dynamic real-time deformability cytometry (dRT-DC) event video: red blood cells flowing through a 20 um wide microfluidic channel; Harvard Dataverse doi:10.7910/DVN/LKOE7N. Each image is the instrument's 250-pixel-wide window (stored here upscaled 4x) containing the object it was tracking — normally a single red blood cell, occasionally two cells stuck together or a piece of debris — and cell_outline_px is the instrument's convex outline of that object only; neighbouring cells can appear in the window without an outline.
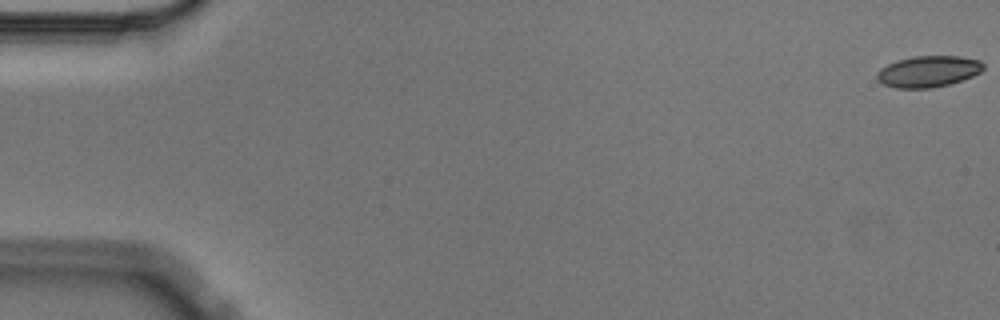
{"species": "Egyptian fruit bat (a non-hibernating species)", "species_latin": "Rousettus aegyptiacus", "temperature_condition": "cold", "stored_images_in_passage": 5, "segment_of_instrument_passage": [2, 2], "camera_frame_rate_fps": 3000, "um_per_image_px": 0.085, "animal": {"sex": "male"}, "frame": {"image": 1, "passage_image": 5, "time_ms": 1.333, "image_size_px": [1000, 320], "cell_outline_px": [[984, 68], [980, 72], [972, 76], [948, 84], [932, 88], [896, 88], [884, 84], [876, 80], [876, 72], [880, 68], [896, 60], [912, 56], [960, 56], [980, 60], [984, 64]], "centroid_in_image_um": [78.87, 6.06], "position_along_channel_um": 6.1, "area_um2": 19.48}}